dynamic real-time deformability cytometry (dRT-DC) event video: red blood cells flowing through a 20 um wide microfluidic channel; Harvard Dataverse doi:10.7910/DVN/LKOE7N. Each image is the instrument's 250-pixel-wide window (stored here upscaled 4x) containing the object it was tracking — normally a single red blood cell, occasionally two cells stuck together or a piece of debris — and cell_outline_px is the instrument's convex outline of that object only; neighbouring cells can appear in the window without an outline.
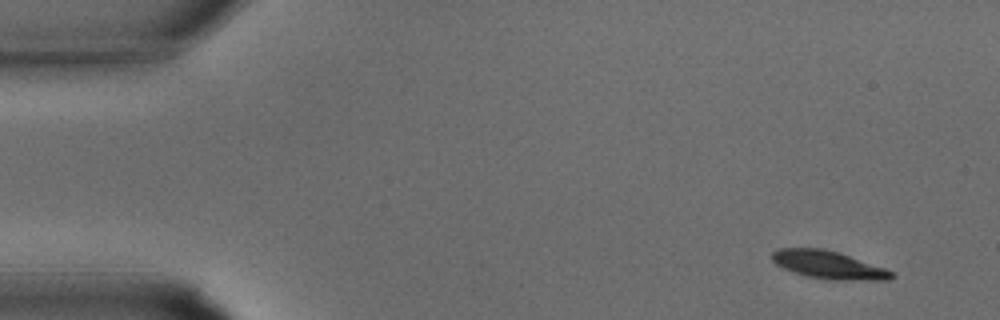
{"species": "common noctule bat (a hibernating species)", "species_latin": "Nyctalus noctula", "temperature_condition": "warm", "stored_images_in_passage": 32, "camera_frame_rate_fps": 3000, "um_per_image_px": 0.085, "animal": {"sex": "male", "body_mass_g": 15.6}, "frame": {"image": 1, "passage_image": 1, "time_ms": 0.0, "image_size_px": [1000, 320], "cell_outline_px": [[896, 276], [888, 280], [828, 280], [808, 276], [792, 272], [776, 264], [772, 260], [772, 252], [776, 248], [824, 248], [840, 252], [884, 268], [892, 272]], "centroid_in_image_um": [70.41, 22.51], "position_along_channel_um": 14.6, "area_um2": 19.54}}
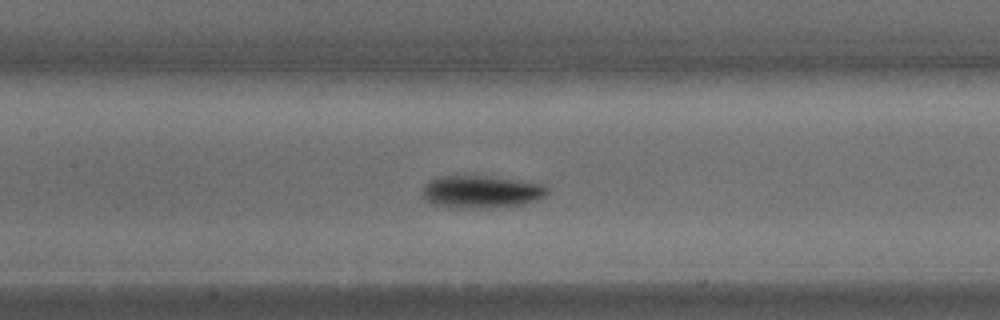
{"frame": {"image": 2, "passage_image": 14, "time_ms": 4.333, "image_size_px": [1000, 320], "cell_outline_px": [[548, 192], [544, 196], [536, 200], [524, 204], [492, 208], [464, 208], [432, 204], [424, 200], [420, 192], [424, 184], [428, 180], [440, 176], [488, 176], [548, 184]], "centroid_in_image_um": [40.89, 16.3], "position_along_channel_um": 166.5, "area_um2": 24.04}}
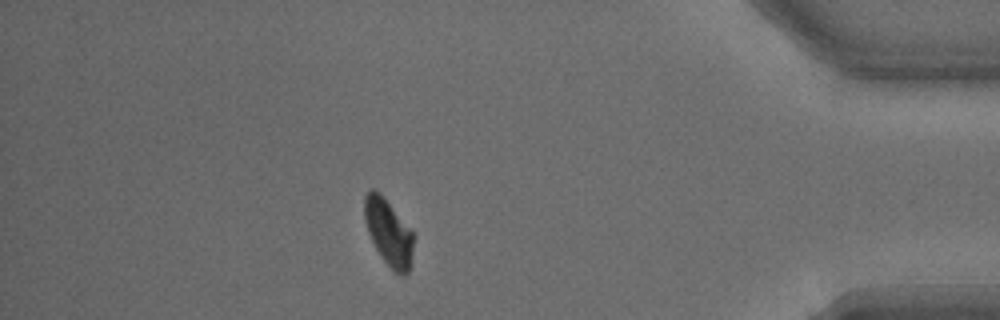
{"frame": {"image": 3, "passage_image": 28, "time_ms": 9.0, "image_size_px": [1000, 320], "cell_outline_px": [[416, 236], [408, 272], [404, 276], [400, 276], [384, 260], [376, 248], [368, 232], [364, 220], [364, 196], [372, 188], [376, 188], [384, 196]], "centroid_in_image_um": [33.04, 19.71], "position_along_channel_um": 402.2, "area_um2": 19.07}}